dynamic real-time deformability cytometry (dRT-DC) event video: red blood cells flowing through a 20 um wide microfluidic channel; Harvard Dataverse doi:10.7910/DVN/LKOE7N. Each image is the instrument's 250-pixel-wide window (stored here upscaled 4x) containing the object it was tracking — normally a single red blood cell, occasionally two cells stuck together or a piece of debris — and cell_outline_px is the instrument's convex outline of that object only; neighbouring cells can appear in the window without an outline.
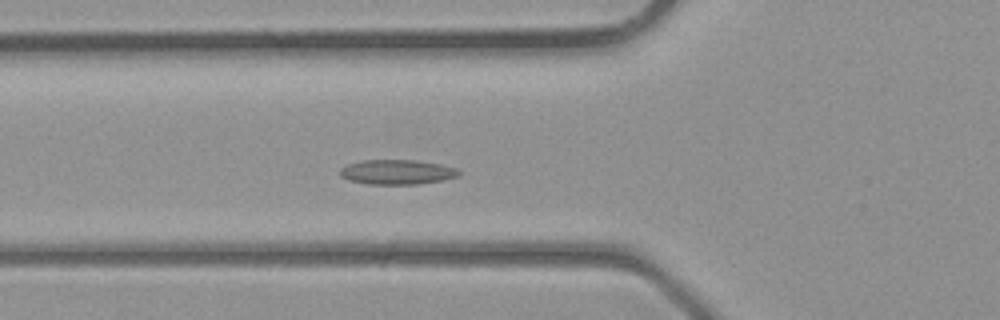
{"species": "common noctule bat (a hibernating species)", "species_latin": "Nyctalus noctula", "temperature_condition": "room temperature", "stored_images_in_passage": 30, "camera_frame_rate_fps": 3000, "um_per_image_px": 0.085, "animal": {"sex": "male", "body_mass_g": 23.1, "forearm_length_mm": 52.7}, "frame": {"image": 1, "passage_image": 5, "time_ms": 1.333, "image_size_px": [1000, 320], "cell_outline_px": [[460, 172], [456, 176], [440, 180], [416, 184], [368, 184], [348, 180], [340, 176], [340, 168], [348, 164], [364, 160], [412, 160], [440, 164], [456, 168]], "centroid_in_image_um": [33.69, 14.62], "position_along_channel_um": 92.1, "area_um2": 16.88}}
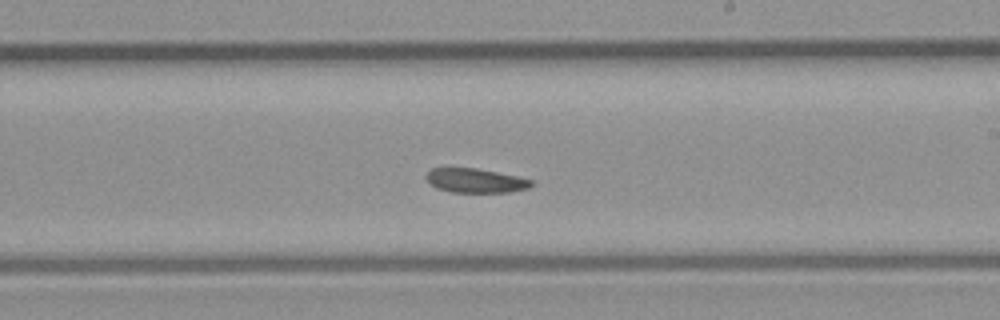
{"frame": {"image": 2, "passage_image": 14, "time_ms": 4.333, "image_size_px": [1000, 320], "cell_outline_px": [[532, 184], [528, 188], [508, 192], [452, 192], [436, 188], [424, 176], [432, 168], [476, 168], [516, 176], [532, 180]], "centroid_in_image_um": [40.39, 15.35], "position_along_channel_um": 248.6, "area_um2": 14.62}}
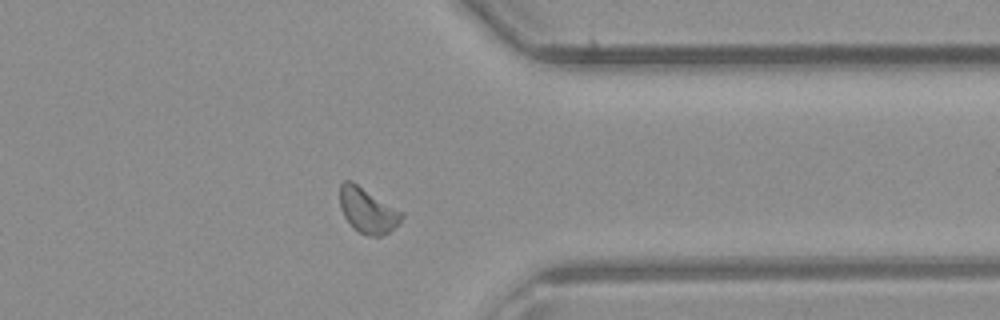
{"frame": {"image": 3, "passage_image": 22, "time_ms": 7.0, "image_size_px": [1000, 320], "cell_outline_px": [[404, 216], [400, 224], [388, 232], [380, 236], [368, 236], [360, 232], [344, 216], [340, 208], [340, 184], [344, 180], [352, 180], [404, 212]], "centroid_in_image_um": [31.28, 17.86], "position_along_channel_um": 380.1, "area_um2": 16.36}}